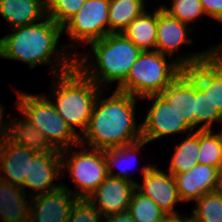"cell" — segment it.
I'll return each instance as SVG.
<instances>
[{
    "label": "cell",
    "instance_id": "cell-1",
    "mask_svg": "<svg viewBox=\"0 0 222 222\" xmlns=\"http://www.w3.org/2000/svg\"><path fill=\"white\" fill-rule=\"evenodd\" d=\"M100 94L87 129L80 137V144L84 146L88 142L92 149L101 150L118 148L141 140V128L136 127L134 113L137 97L118 90L106 99H101Z\"/></svg>",
    "mask_w": 222,
    "mask_h": 222
},
{
    "label": "cell",
    "instance_id": "cell-2",
    "mask_svg": "<svg viewBox=\"0 0 222 222\" xmlns=\"http://www.w3.org/2000/svg\"><path fill=\"white\" fill-rule=\"evenodd\" d=\"M66 56L57 52L56 65L51 68L57 70L55 79H53V96L55 95V102H52L55 110L69 125L72 131L79 137L85 133L90 116L94 108V104L99 93H102L103 88L100 87L92 80L87 78L76 66L75 58L72 53H67ZM68 57V58H67ZM57 66V67H55ZM61 71V72H60ZM55 81V82H54ZM102 90V91H101ZM76 127L81 128L76 131Z\"/></svg>",
    "mask_w": 222,
    "mask_h": 222
},
{
    "label": "cell",
    "instance_id": "cell-3",
    "mask_svg": "<svg viewBox=\"0 0 222 222\" xmlns=\"http://www.w3.org/2000/svg\"><path fill=\"white\" fill-rule=\"evenodd\" d=\"M209 55L210 50H206L184 58L177 57L176 61L167 63L166 55L158 51H142L131 66L126 80L116 90L137 99L161 94L184 69L205 60Z\"/></svg>",
    "mask_w": 222,
    "mask_h": 222
},
{
    "label": "cell",
    "instance_id": "cell-4",
    "mask_svg": "<svg viewBox=\"0 0 222 222\" xmlns=\"http://www.w3.org/2000/svg\"><path fill=\"white\" fill-rule=\"evenodd\" d=\"M90 45L95 62L91 60L87 63L89 55L85 54L83 58L75 59V66L99 87H105L103 82L116 81H119V87L126 80L131 66L142 52L122 33H109Z\"/></svg>",
    "mask_w": 222,
    "mask_h": 222
},
{
    "label": "cell",
    "instance_id": "cell-5",
    "mask_svg": "<svg viewBox=\"0 0 222 222\" xmlns=\"http://www.w3.org/2000/svg\"><path fill=\"white\" fill-rule=\"evenodd\" d=\"M11 31L13 33L0 39V57L23 61L30 68L37 64H53L50 59L57 49L62 26L46 16L43 21L15 27Z\"/></svg>",
    "mask_w": 222,
    "mask_h": 222
},
{
    "label": "cell",
    "instance_id": "cell-6",
    "mask_svg": "<svg viewBox=\"0 0 222 222\" xmlns=\"http://www.w3.org/2000/svg\"><path fill=\"white\" fill-rule=\"evenodd\" d=\"M18 93L17 107L30 125L37 128L57 150L79 146L80 137L75 134L44 95Z\"/></svg>",
    "mask_w": 222,
    "mask_h": 222
},
{
    "label": "cell",
    "instance_id": "cell-7",
    "mask_svg": "<svg viewBox=\"0 0 222 222\" xmlns=\"http://www.w3.org/2000/svg\"><path fill=\"white\" fill-rule=\"evenodd\" d=\"M79 146L84 149L75 151L72 155L69 152L70 148L60 151L62 172H66L67 169L73 179L72 181L78 187L76 193L69 191L78 199H86L105 180L108 172L102 150L91 149L89 151V148L88 150L85 148L86 146L83 147L81 144Z\"/></svg>",
    "mask_w": 222,
    "mask_h": 222
},
{
    "label": "cell",
    "instance_id": "cell-8",
    "mask_svg": "<svg viewBox=\"0 0 222 222\" xmlns=\"http://www.w3.org/2000/svg\"><path fill=\"white\" fill-rule=\"evenodd\" d=\"M108 13L109 0H85L83 7L62 26V30H66L74 42L91 44L109 34Z\"/></svg>",
    "mask_w": 222,
    "mask_h": 222
},
{
    "label": "cell",
    "instance_id": "cell-9",
    "mask_svg": "<svg viewBox=\"0 0 222 222\" xmlns=\"http://www.w3.org/2000/svg\"><path fill=\"white\" fill-rule=\"evenodd\" d=\"M142 176L143 184L136 183V190L151 198L168 216H179L174 206L182 200L174 176L152 164L143 166Z\"/></svg>",
    "mask_w": 222,
    "mask_h": 222
},
{
    "label": "cell",
    "instance_id": "cell-10",
    "mask_svg": "<svg viewBox=\"0 0 222 222\" xmlns=\"http://www.w3.org/2000/svg\"><path fill=\"white\" fill-rule=\"evenodd\" d=\"M145 98L154 100L144 122L140 124L142 139L147 143L166 135L193 131L159 95L141 99Z\"/></svg>",
    "mask_w": 222,
    "mask_h": 222
},
{
    "label": "cell",
    "instance_id": "cell-11",
    "mask_svg": "<svg viewBox=\"0 0 222 222\" xmlns=\"http://www.w3.org/2000/svg\"><path fill=\"white\" fill-rule=\"evenodd\" d=\"M61 174L65 173L62 172L60 151L36 153L29 160L28 177H25L20 187L24 192L25 187L32 189L35 194H32L31 197L53 192L62 187V184L53 183L61 177Z\"/></svg>",
    "mask_w": 222,
    "mask_h": 222
},
{
    "label": "cell",
    "instance_id": "cell-12",
    "mask_svg": "<svg viewBox=\"0 0 222 222\" xmlns=\"http://www.w3.org/2000/svg\"><path fill=\"white\" fill-rule=\"evenodd\" d=\"M30 202L29 222H68L70 211L78 198L68 187L33 196Z\"/></svg>",
    "mask_w": 222,
    "mask_h": 222
},
{
    "label": "cell",
    "instance_id": "cell-13",
    "mask_svg": "<svg viewBox=\"0 0 222 222\" xmlns=\"http://www.w3.org/2000/svg\"><path fill=\"white\" fill-rule=\"evenodd\" d=\"M135 190V183L107 176L86 199L105 217L128 210Z\"/></svg>",
    "mask_w": 222,
    "mask_h": 222
},
{
    "label": "cell",
    "instance_id": "cell-14",
    "mask_svg": "<svg viewBox=\"0 0 222 222\" xmlns=\"http://www.w3.org/2000/svg\"><path fill=\"white\" fill-rule=\"evenodd\" d=\"M181 200H197L207 192L220 189L221 171L217 167L197 164L174 176Z\"/></svg>",
    "mask_w": 222,
    "mask_h": 222
},
{
    "label": "cell",
    "instance_id": "cell-15",
    "mask_svg": "<svg viewBox=\"0 0 222 222\" xmlns=\"http://www.w3.org/2000/svg\"><path fill=\"white\" fill-rule=\"evenodd\" d=\"M174 112L194 131L195 81L183 70L161 94Z\"/></svg>",
    "mask_w": 222,
    "mask_h": 222
},
{
    "label": "cell",
    "instance_id": "cell-16",
    "mask_svg": "<svg viewBox=\"0 0 222 222\" xmlns=\"http://www.w3.org/2000/svg\"><path fill=\"white\" fill-rule=\"evenodd\" d=\"M36 152L20 145L11 143L8 139L0 144V180L21 186L28 177L29 160Z\"/></svg>",
    "mask_w": 222,
    "mask_h": 222
},
{
    "label": "cell",
    "instance_id": "cell-17",
    "mask_svg": "<svg viewBox=\"0 0 222 222\" xmlns=\"http://www.w3.org/2000/svg\"><path fill=\"white\" fill-rule=\"evenodd\" d=\"M184 71L207 93L212 105L222 114V63L209 55L205 60Z\"/></svg>",
    "mask_w": 222,
    "mask_h": 222
},
{
    "label": "cell",
    "instance_id": "cell-18",
    "mask_svg": "<svg viewBox=\"0 0 222 222\" xmlns=\"http://www.w3.org/2000/svg\"><path fill=\"white\" fill-rule=\"evenodd\" d=\"M187 29L191 31L187 24L171 17L161 6L157 8L155 51L172 57L180 45L192 42V39L187 37Z\"/></svg>",
    "mask_w": 222,
    "mask_h": 222
},
{
    "label": "cell",
    "instance_id": "cell-19",
    "mask_svg": "<svg viewBox=\"0 0 222 222\" xmlns=\"http://www.w3.org/2000/svg\"><path fill=\"white\" fill-rule=\"evenodd\" d=\"M0 14L10 28L30 25L47 16L46 0H0Z\"/></svg>",
    "mask_w": 222,
    "mask_h": 222
},
{
    "label": "cell",
    "instance_id": "cell-20",
    "mask_svg": "<svg viewBox=\"0 0 222 222\" xmlns=\"http://www.w3.org/2000/svg\"><path fill=\"white\" fill-rule=\"evenodd\" d=\"M8 123L7 139L16 145L28 148L36 153L60 151L55 149L46 137L35 127L30 125L24 118L17 117Z\"/></svg>",
    "mask_w": 222,
    "mask_h": 222
},
{
    "label": "cell",
    "instance_id": "cell-21",
    "mask_svg": "<svg viewBox=\"0 0 222 222\" xmlns=\"http://www.w3.org/2000/svg\"><path fill=\"white\" fill-rule=\"evenodd\" d=\"M157 31V9L152 13L146 10L132 20L122 34L141 51H155Z\"/></svg>",
    "mask_w": 222,
    "mask_h": 222
},
{
    "label": "cell",
    "instance_id": "cell-22",
    "mask_svg": "<svg viewBox=\"0 0 222 222\" xmlns=\"http://www.w3.org/2000/svg\"><path fill=\"white\" fill-rule=\"evenodd\" d=\"M145 5L141 0H109V33H122L145 11Z\"/></svg>",
    "mask_w": 222,
    "mask_h": 222
},
{
    "label": "cell",
    "instance_id": "cell-23",
    "mask_svg": "<svg viewBox=\"0 0 222 222\" xmlns=\"http://www.w3.org/2000/svg\"><path fill=\"white\" fill-rule=\"evenodd\" d=\"M195 131L187 134L188 137L175 146L168 170L171 175L185 173L198 164L199 130Z\"/></svg>",
    "mask_w": 222,
    "mask_h": 222
},
{
    "label": "cell",
    "instance_id": "cell-24",
    "mask_svg": "<svg viewBox=\"0 0 222 222\" xmlns=\"http://www.w3.org/2000/svg\"><path fill=\"white\" fill-rule=\"evenodd\" d=\"M146 144H147V142L145 140L141 139L137 142L123 145L118 148L101 149L103 152L104 158H105L108 176L124 179V180L130 181V182L136 184L137 182L133 181V179H131L129 177V175L127 173L129 168L126 165H125L126 167L121 168L120 171L117 170L116 174L115 173L113 174L112 169L115 165L118 166L119 164H121L122 159H125V161L130 160L131 157L133 159V156H135L139 152V148H141L142 146H144Z\"/></svg>",
    "mask_w": 222,
    "mask_h": 222
},
{
    "label": "cell",
    "instance_id": "cell-25",
    "mask_svg": "<svg viewBox=\"0 0 222 222\" xmlns=\"http://www.w3.org/2000/svg\"><path fill=\"white\" fill-rule=\"evenodd\" d=\"M190 216L195 222H222V191H210L196 200Z\"/></svg>",
    "mask_w": 222,
    "mask_h": 222
},
{
    "label": "cell",
    "instance_id": "cell-26",
    "mask_svg": "<svg viewBox=\"0 0 222 222\" xmlns=\"http://www.w3.org/2000/svg\"><path fill=\"white\" fill-rule=\"evenodd\" d=\"M128 211L135 222H163L168 215L149 197L134 191Z\"/></svg>",
    "mask_w": 222,
    "mask_h": 222
},
{
    "label": "cell",
    "instance_id": "cell-27",
    "mask_svg": "<svg viewBox=\"0 0 222 222\" xmlns=\"http://www.w3.org/2000/svg\"><path fill=\"white\" fill-rule=\"evenodd\" d=\"M198 163L217 167L222 172V144L212 130H199Z\"/></svg>",
    "mask_w": 222,
    "mask_h": 222
},
{
    "label": "cell",
    "instance_id": "cell-28",
    "mask_svg": "<svg viewBox=\"0 0 222 222\" xmlns=\"http://www.w3.org/2000/svg\"><path fill=\"white\" fill-rule=\"evenodd\" d=\"M222 120V114L212 105L207 93H203L195 82V112L194 130L197 125L203 123L198 130H212L213 122Z\"/></svg>",
    "mask_w": 222,
    "mask_h": 222
},
{
    "label": "cell",
    "instance_id": "cell-29",
    "mask_svg": "<svg viewBox=\"0 0 222 222\" xmlns=\"http://www.w3.org/2000/svg\"><path fill=\"white\" fill-rule=\"evenodd\" d=\"M85 0H46V15L63 26L84 5Z\"/></svg>",
    "mask_w": 222,
    "mask_h": 222
},
{
    "label": "cell",
    "instance_id": "cell-30",
    "mask_svg": "<svg viewBox=\"0 0 222 222\" xmlns=\"http://www.w3.org/2000/svg\"><path fill=\"white\" fill-rule=\"evenodd\" d=\"M171 2V8L162 5V9L171 17L187 25L205 14L200 0H171Z\"/></svg>",
    "mask_w": 222,
    "mask_h": 222
},
{
    "label": "cell",
    "instance_id": "cell-31",
    "mask_svg": "<svg viewBox=\"0 0 222 222\" xmlns=\"http://www.w3.org/2000/svg\"><path fill=\"white\" fill-rule=\"evenodd\" d=\"M102 217L87 199H78L71 208L68 222H103Z\"/></svg>",
    "mask_w": 222,
    "mask_h": 222
},
{
    "label": "cell",
    "instance_id": "cell-32",
    "mask_svg": "<svg viewBox=\"0 0 222 222\" xmlns=\"http://www.w3.org/2000/svg\"><path fill=\"white\" fill-rule=\"evenodd\" d=\"M26 196V192L20 186L0 180V206L28 205L31 202L26 201Z\"/></svg>",
    "mask_w": 222,
    "mask_h": 222
},
{
    "label": "cell",
    "instance_id": "cell-33",
    "mask_svg": "<svg viewBox=\"0 0 222 222\" xmlns=\"http://www.w3.org/2000/svg\"><path fill=\"white\" fill-rule=\"evenodd\" d=\"M0 215L4 222H29L30 205L11 207L0 206Z\"/></svg>",
    "mask_w": 222,
    "mask_h": 222
},
{
    "label": "cell",
    "instance_id": "cell-34",
    "mask_svg": "<svg viewBox=\"0 0 222 222\" xmlns=\"http://www.w3.org/2000/svg\"><path fill=\"white\" fill-rule=\"evenodd\" d=\"M200 2L206 15L222 22V0H200Z\"/></svg>",
    "mask_w": 222,
    "mask_h": 222
},
{
    "label": "cell",
    "instance_id": "cell-35",
    "mask_svg": "<svg viewBox=\"0 0 222 222\" xmlns=\"http://www.w3.org/2000/svg\"><path fill=\"white\" fill-rule=\"evenodd\" d=\"M105 218L107 219L103 222H135L128 210L105 216Z\"/></svg>",
    "mask_w": 222,
    "mask_h": 222
},
{
    "label": "cell",
    "instance_id": "cell-36",
    "mask_svg": "<svg viewBox=\"0 0 222 222\" xmlns=\"http://www.w3.org/2000/svg\"><path fill=\"white\" fill-rule=\"evenodd\" d=\"M3 106L0 104V144L7 139L8 124L3 123ZM4 124V125H3ZM3 125V126H2Z\"/></svg>",
    "mask_w": 222,
    "mask_h": 222
},
{
    "label": "cell",
    "instance_id": "cell-37",
    "mask_svg": "<svg viewBox=\"0 0 222 222\" xmlns=\"http://www.w3.org/2000/svg\"><path fill=\"white\" fill-rule=\"evenodd\" d=\"M209 50H210V55L214 59L222 63V43L219 46H216L215 48L213 47Z\"/></svg>",
    "mask_w": 222,
    "mask_h": 222
},
{
    "label": "cell",
    "instance_id": "cell-38",
    "mask_svg": "<svg viewBox=\"0 0 222 222\" xmlns=\"http://www.w3.org/2000/svg\"><path fill=\"white\" fill-rule=\"evenodd\" d=\"M163 222H187V217L180 218L179 216H168Z\"/></svg>",
    "mask_w": 222,
    "mask_h": 222
},
{
    "label": "cell",
    "instance_id": "cell-39",
    "mask_svg": "<svg viewBox=\"0 0 222 222\" xmlns=\"http://www.w3.org/2000/svg\"><path fill=\"white\" fill-rule=\"evenodd\" d=\"M220 122L222 123V120H221ZM217 135H218L219 140H220V142H221V144H222V130H221L220 133H217Z\"/></svg>",
    "mask_w": 222,
    "mask_h": 222
},
{
    "label": "cell",
    "instance_id": "cell-40",
    "mask_svg": "<svg viewBox=\"0 0 222 222\" xmlns=\"http://www.w3.org/2000/svg\"><path fill=\"white\" fill-rule=\"evenodd\" d=\"M220 190L222 191V172H221V180H220Z\"/></svg>",
    "mask_w": 222,
    "mask_h": 222
},
{
    "label": "cell",
    "instance_id": "cell-41",
    "mask_svg": "<svg viewBox=\"0 0 222 222\" xmlns=\"http://www.w3.org/2000/svg\"><path fill=\"white\" fill-rule=\"evenodd\" d=\"M187 222H195V221L192 220L191 217H187Z\"/></svg>",
    "mask_w": 222,
    "mask_h": 222
}]
</instances>
